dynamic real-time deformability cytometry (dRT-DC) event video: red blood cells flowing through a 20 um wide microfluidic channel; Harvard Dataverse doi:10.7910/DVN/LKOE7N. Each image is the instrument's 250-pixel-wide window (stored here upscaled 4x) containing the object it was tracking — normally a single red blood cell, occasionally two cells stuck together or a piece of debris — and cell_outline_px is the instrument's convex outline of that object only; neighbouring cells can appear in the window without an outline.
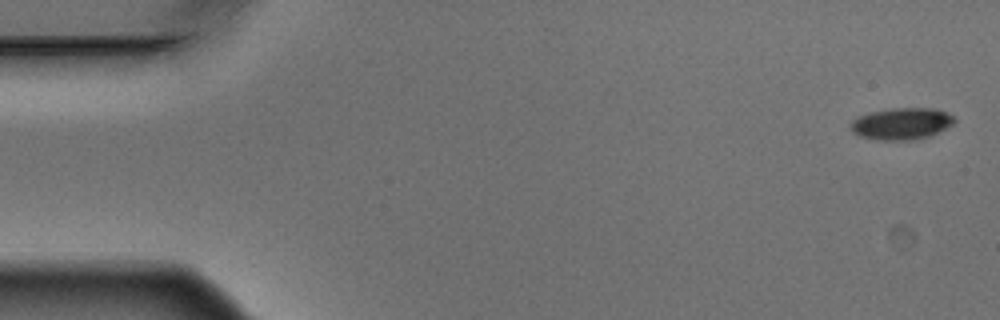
{"species": "Egyptian fruit bat (a non-hibernating species)", "species_latin": "Rousettus aegyptiacus", "temperature_condition": "warm", "stored_images_in_passage": 4, "camera_frame_rate_fps": 3000, "um_per_image_px": 0.085, "animal": {"sex": "male"}, "frame": {"image": 1, "passage_image": 1, "time_ms": 0.0, "image_size_px": [1000, 320], "cell_outline_px": [[956, 120], [952, 124], [928, 136], [912, 140], [880, 140], [860, 136], [852, 132], [848, 128], [852, 120], [860, 116], [872, 112], [892, 108], [932, 108], [944, 112], [952, 116]], "centroid_in_image_um": [76.57, 10.51], "position_along_channel_um": 8.4, "area_um2": 18.9}}
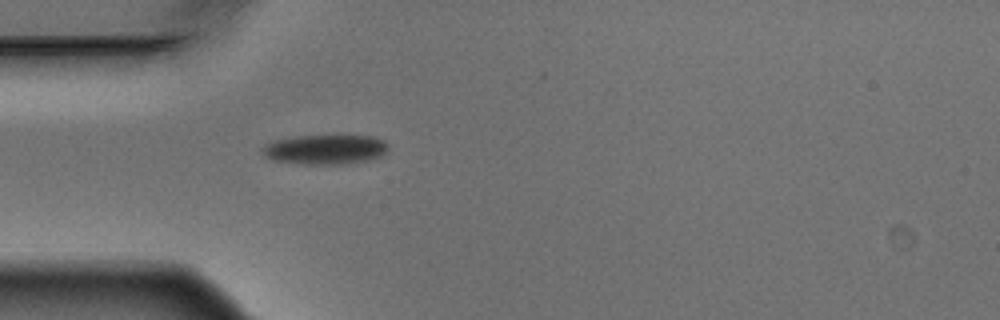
{"frame": {"image": 2, "passage_image": 4, "time_ms": 1.0, "image_size_px": [1000, 320], "cell_outline_px": [[388, 152], [380, 156], [368, 160], [344, 164], [308, 164], [276, 160], [264, 156], [260, 148], [264, 144], [276, 140], [296, 136], [372, 136], [384, 140], [388, 144]], "centroid_in_image_um": [27.66, 12.7], "position_along_channel_um": 57.3, "area_um2": 21.68}}